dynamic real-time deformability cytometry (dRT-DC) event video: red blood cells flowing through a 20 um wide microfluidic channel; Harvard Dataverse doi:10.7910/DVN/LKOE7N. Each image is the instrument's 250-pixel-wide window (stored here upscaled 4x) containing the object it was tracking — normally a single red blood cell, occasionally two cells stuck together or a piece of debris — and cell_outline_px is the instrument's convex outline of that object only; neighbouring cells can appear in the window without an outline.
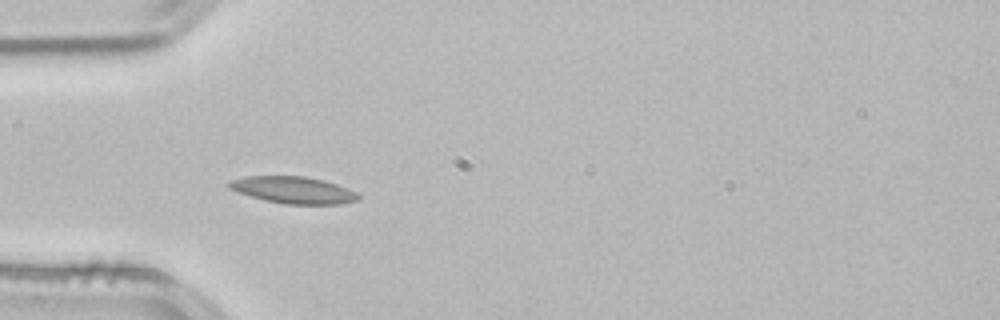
{"species": "common noctule bat (a hibernating species)", "species_latin": "Nyctalus noctula", "temperature_condition": "room temperature", "stored_images_in_passage": 53, "camera_frame_rate_fps": 3000, "um_per_image_px": 0.085, "animal": {"sex": "male", "body_mass_g": 21.5, "forearm_length_mm": 52.0}, "frame": {"image": 1, "passage_image": 16, "time_ms": 5.0, "image_size_px": [1000, 320], "cell_outline_px": [[360, 200], [344, 204], [284, 204], [264, 200], [228, 188], [224, 184], [228, 180], [244, 176], [304, 176], [324, 180], [336, 184], [356, 192], [360, 196]], "centroid_in_image_um": [24.91, 16.15], "position_along_channel_um": 60.1, "area_um2": 20.4}, "authors_computed_cell_mechanics": {"area_um2": 19.3052, "velocity_mm_per_s": 3.8039, "shape_relaxation_time_tau1_ms": 7.8349, "shape_relaxation_time_tau2_ms": 4.1563, "deformation_change_tau1": 0.1462, "deformation_change_tau2": 0.1047}}